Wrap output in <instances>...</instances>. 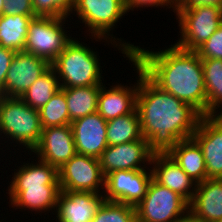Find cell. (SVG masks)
Returning <instances> with one entry per match:
<instances>
[{
  "label": "cell",
  "instance_id": "6da1fadb",
  "mask_svg": "<svg viewBox=\"0 0 222 222\" xmlns=\"http://www.w3.org/2000/svg\"><path fill=\"white\" fill-rule=\"evenodd\" d=\"M136 109L153 154H167L178 141L192 138L203 116L191 104L162 90L140 67Z\"/></svg>",
  "mask_w": 222,
  "mask_h": 222
},
{
  "label": "cell",
  "instance_id": "7a4b0ae2",
  "mask_svg": "<svg viewBox=\"0 0 222 222\" xmlns=\"http://www.w3.org/2000/svg\"><path fill=\"white\" fill-rule=\"evenodd\" d=\"M170 45L157 49L159 51L146 50L139 45L130 58L162 90L206 116L207 94L201 58L196 51Z\"/></svg>",
  "mask_w": 222,
  "mask_h": 222
},
{
  "label": "cell",
  "instance_id": "3957f363",
  "mask_svg": "<svg viewBox=\"0 0 222 222\" xmlns=\"http://www.w3.org/2000/svg\"><path fill=\"white\" fill-rule=\"evenodd\" d=\"M32 160L31 163L23 162L17 166L18 169L14 168L12 180L10 179L6 190L11 204L9 207L12 206L13 210L15 207V210H30L35 215L44 212L47 215L50 210H54V215L61 192L58 169L37 157L35 162Z\"/></svg>",
  "mask_w": 222,
  "mask_h": 222
},
{
  "label": "cell",
  "instance_id": "277c9868",
  "mask_svg": "<svg viewBox=\"0 0 222 222\" xmlns=\"http://www.w3.org/2000/svg\"><path fill=\"white\" fill-rule=\"evenodd\" d=\"M71 14L84 24L87 28L84 34H89L90 39H95V42L103 40L102 43L107 42L106 44L116 47L124 54V58L128 59L137 50L138 45L111 34L127 14L124 0H74Z\"/></svg>",
  "mask_w": 222,
  "mask_h": 222
},
{
  "label": "cell",
  "instance_id": "5b68a950",
  "mask_svg": "<svg viewBox=\"0 0 222 222\" xmlns=\"http://www.w3.org/2000/svg\"><path fill=\"white\" fill-rule=\"evenodd\" d=\"M98 52L78 38L66 45L64 51L51 63L60 87L102 85L104 76Z\"/></svg>",
  "mask_w": 222,
  "mask_h": 222
},
{
  "label": "cell",
  "instance_id": "8992f818",
  "mask_svg": "<svg viewBox=\"0 0 222 222\" xmlns=\"http://www.w3.org/2000/svg\"><path fill=\"white\" fill-rule=\"evenodd\" d=\"M41 133L38 110L30 107L20 97H0V139L5 137V140L1 141L8 142L6 147L10 143L8 147L15 143L13 147L21 146L22 149H26L24 152L28 151L31 156V151L38 144Z\"/></svg>",
  "mask_w": 222,
  "mask_h": 222
},
{
  "label": "cell",
  "instance_id": "52a82bcc",
  "mask_svg": "<svg viewBox=\"0 0 222 222\" xmlns=\"http://www.w3.org/2000/svg\"><path fill=\"white\" fill-rule=\"evenodd\" d=\"M181 49L196 51L222 24V8L215 5H199L191 8H176Z\"/></svg>",
  "mask_w": 222,
  "mask_h": 222
},
{
  "label": "cell",
  "instance_id": "ba28073f",
  "mask_svg": "<svg viewBox=\"0 0 222 222\" xmlns=\"http://www.w3.org/2000/svg\"><path fill=\"white\" fill-rule=\"evenodd\" d=\"M68 18L71 21L70 17L33 18L28 27L24 51L43 58L51 64L73 38L66 30L69 27L64 25L68 23Z\"/></svg>",
  "mask_w": 222,
  "mask_h": 222
},
{
  "label": "cell",
  "instance_id": "9c48e42d",
  "mask_svg": "<svg viewBox=\"0 0 222 222\" xmlns=\"http://www.w3.org/2000/svg\"><path fill=\"white\" fill-rule=\"evenodd\" d=\"M135 208L136 217L142 222H181L189 215V203L153 178Z\"/></svg>",
  "mask_w": 222,
  "mask_h": 222
},
{
  "label": "cell",
  "instance_id": "30bf717a",
  "mask_svg": "<svg viewBox=\"0 0 222 222\" xmlns=\"http://www.w3.org/2000/svg\"><path fill=\"white\" fill-rule=\"evenodd\" d=\"M105 177L98 158L76 153L58 169L62 191L103 194Z\"/></svg>",
  "mask_w": 222,
  "mask_h": 222
},
{
  "label": "cell",
  "instance_id": "8fae6325",
  "mask_svg": "<svg viewBox=\"0 0 222 222\" xmlns=\"http://www.w3.org/2000/svg\"><path fill=\"white\" fill-rule=\"evenodd\" d=\"M153 178L151 166L142 170H116L105 176V201L136 207L147 193Z\"/></svg>",
  "mask_w": 222,
  "mask_h": 222
},
{
  "label": "cell",
  "instance_id": "7c38bea8",
  "mask_svg": "<svg viewBox=\"0 0 222 222\" xmlns=\"http://www.w3.org/2000/svg\"><path fill=\"white\" fill-rule=\"evenodd\" d=\"M153 153L146 139L107 146L98 158L104 175L116 170H142L151 166Z\"/></svg>",
  "mask_w": 222,
  "mask_h": 222
},
{
  "label": "cell",
  "instance_id": "4fadbf2b",
  "mask_svg": "<svg viewBox=\"0 0 222 222\" xmlns=\"http://www.w3.org/2000/svg\"><path fill=\"white\" fill-rule=\"evenodd\" d=\"M50 67L47 60L34 54L16 52L5 79L4 96L21 97Z\"/></svg>",
  "mask_w": 222,
  "mask_h": 222
},
{
  "label": "cell",
  "instance_id": "5bb4252c",
  "mask_svg": "<svg viewBox=\"0 0 222 222\" xmlns=\"http://www.w3.org/2000/svg\"><path fill=\"white\" fill-rule=\"evenodd\" d=\"M192 138L202 149L207 178L222 179V115L202 116Z\"/></svg>",
  "mask_w": 222,
  "mask_h": 222
},
{
  "label": "cell",
  "instance_id": "9a60e30c",
  "mask_svg": "<svg viewBox=\"0 0 222 222\" xmlns=\"http://www.w3.org/2000/svg\"><path fill=\"white\" fill-rule=\"evenodd\" d=\"M31 153L32 158L36 155L37 159L59 169L77 153L71 125L42 129L40 140Z\"/></svg>",
  "mask_w": 222,
  "mask_h": 222
},
{
  "label": "cell",
  "instance_id": "2e32d148",
  "mask_svg": "<svg viewBox=\"0 0 222 222\" xmlns=\"http://www.w3.org/2000/svg\"><path fill=\"white\" fill-rule=\"evenodd\" d=\"M126 60H129L134 66L133 68H136L133 69V71H136L137 82L130 84V86L124 83H122L123 85L121 83H116V85H109L111 88L102 84L98 96L97 112L106 121L127 115L136 109L139 87V66L130 57Z\"/></svg>",
  "mask_w": 222,
  "mask_h": 222
},
{
  "label": "cell",
  "instance_id": "e0dca14e",
  "mask_svg": "<svg viewBox=\"0 0 222 222\" xmlns=\"http://www.w3.org/2000/svg\"><path fill=\"white\" fill-rule=\"evenodd\" d=\"M76 152L99 158L108 146L107 121L98 113H92L71 122Z\"/></svg>",
  "mask_w": 222,
  "mask_h": 222
},
{
  "label": "cell",
  "instance_id": "ac0fdd59",
  "mask_svg": "<svg viewBox=\"0 0 222 222\" xmlns=\"http://www.w3.org/2000/svg\"><path fill=\"white\" fill-rule=\"evenodd\" d=\"M104 201L103 194L61 190L54 214L55 221L91 222Z\"/></svg>",
  "mask_w": 222,
  "mask_h": 222
},
{
  "label": "cell",
  "instance_id": "d6986e66",
  "mask_svg": "<svg viewBox=\"0 0 222 222\" xmlns=\"http://www.w3.org/2000/svg\"><path fill=\"white\" fill-rule=\"evenodd\" d=\"M153 179L191 202L197 183L167 154H153L151 158Z\"/></svg>",
  "mask_w": 222,
  "mask_h": 222
},
{
  "label": "cell",
  "instance_id": "ffe728a7",
  "mask_svg": "<svg viewBox=\"0 0 222 222\" xmlns=\"http://www.w3.org/2000/svg\"><path fill=\"white\" fill-rule=\"evenodd\" d=\"M189 215L200 222L222 220V179L207 178L197 184Z\"/></svg>",
  "mask_w": 222,
  "mask_h": 222
},
{
  "label": "cell",
  "instance_id": "44dd1931",
  "mask_svg": "<svg viewBox=\"0 0 222 222\" xmlns=\"http://www.w3.org/2000/svg\"><path fill=\"white\" fill-rule=\"evenodd\" d=\"M168 154L197 184L207 179L202 149L193 138L178 141Z\"/></svg>",
  "mask_w": 222,
  "mask_h": 222
},
{
  "label": "cell",
  "instance_id": "7402d4cb",
  "mask_svg": "<svg viewBox=\"0 0 222 222\" xmlns=\"http://www.w3.org/2000/svg\"><path fill=\"white\" fill-rule=\"evenodd\" d=\"M102 85L61 87L65 93L70 122L97 112L98 96Z\"/></svg>",
  "mask_w": 222,
  "mask_h": 222
},
{
  "label": "cell",
  "instance_id": "603a6c76",
  "mask_svg": "<svg viewBox=\"0 0 222 222\" xmlns=\"http://www.w3.org/2000/svg\"><path fill=\"white\" fill-rule=\"evenodd\" d=\"M37 16L1 15L0 46L14 52L24 51L28 27Z\"/></svg>",
  "mask_w": 222,
  "mask_h": 222
},
{
  "label": "cell",
  "instance_id": "cb8c5ba5",
  "mask_svg": "<svg viewBox=\"0 0 222 222\" xmlns=\"http://www.w3.org/2000/svg\"><path fill=\"white\" fill-rule=\"evenodd\" d=\"M207 94V115H222V59H201Z\"/></svg>",
  "mask_w": 222,
  "mask_h": 222
},
{
  "label": "cell",
  "instance_id": "d4e9b609",
  "mask_svg": "<svg viewBox=\"0 0 222 222\" xmlns=\"http://www.w3.org/2000/svg\"><path fill=\"white\" fill-rule=\"evenodd\" d=\"M145 139L137 109L133 112L107 121V142L109 146Z\"/></svg>",
  "mask_w": 222,
  "mask_h": 222
},
{
  "label": "cell",
  "instance_id": "484cf974",
  "mask_svg": "<svg viewBox=\"0 0 222 222\" xmlns=\"http://www.w3.org/2000/svg\"><path fill=\"white\" fill-rule=\"evenodd\" d=\"M60 88L59 79L54 69L50 67L20 98L33 109L39 110Z\"/></svg>",
  "mask_w": 222,
  "mask_h": 222
},
{
  "label": "cell",
  "instance_id": "4316f807",
  "mask_svg": "<svg viewBox=\"0 0 222 222\" xmlns=\"http://www.w3.org/2000/svg\"><path fill=\"white\" fill-rule=\"evenodd\" d=\"M38 112L42 129L71 124L65 93L61 89Z\"/></svg>",
  "mask_w": 222,
  "mask_h": 222
},
{
  "label": "cell",
  "instance_id": "83f0119b",
  "mask_svg": "<svg viewBox=\"0 0 222 222\" xmlns=\"http://www.w3.org/2000/svg\"><path fill=\"white\" fill-rule=\"evenodd\" d=\"M136 208L128 204L104 201L91 222H132Z\"/></svg>",
  "mask_w": 222,
  "mask_h": 222
},
{
  "label": "cell",
  "instance_id": "f1b7e54d",
  "mask_svg": "<svg viewBox=\"0 0 222 222\" xmlns=\"http://www.w3.org/2000/svg\"><path fill=\"white\" fill-rule=\"evenodd\" d=\"M36 16L69 17L74 0H32Z\"/></svg>",
  "mask_w": 222,
  "mask_h": 222
},
{
  "label": "cell",
  "instance_id": "f546056e",
  "mask_svg": "<svg viewBox=\"0 0 222 222\" xmlns=\"http://www.w3.org/2000/svg\"><path fill=\"white\" fill-rule=\"evenodd\" d=\"M196 52L201 59H222V24Z\"/></svg>",
  "mask_w": 222,
  "mask_h": 222
},
{
  "label": "cell",
  "instance_id": "4dcf8cb0",
  "mask_svg": "<svg viewBox=\"0 0 222 222\" xmlns=\"http://www.w3.org/2000/svg\"><path fill=\"white\" fill-rule=\"evenodd\" d=\"M125 3V9L126 12L129 14V12L134 11L133 9L137 10L138 8H153L156 7L159 9V7L170 9L176 14V7H177V0H124ZM166 6V7H165ZM131 10V11H130Z\"/></svg>",
  "mask_w": 222,
  "mask_h": 222
},
{
  "label": "cell",
  "instance_id": "1f68e13d",
  "mask_svg": "<svg viewBox=\"0 0 222 222\" xmlns=\"http://www.w3.org/2000/svg\"><path fill=\"white\" fill-rule=\"evenodd\" d=\"M2 15L36 16L32 0H5Z\"/></svg>",
  "mask_w": 222,
  "mask_h": 222
},
{
  "label": "cell",
  "instance_id": "d6a6232c",
  "mask_svg": "<svg viewBox=\"0 0 222 222\" xmlns=\"http://www.w3.org/2000/svg\"><path fill=\"white\" fill-rule=\"evenodd\" d=\"M15 53L0 46V97L4 96L5 79Z\"/></svg>",
  "mask_w": 222,
  "mask_h": 222
},
{
  "label": "cell",
  "instance_id": "836d02e7",
  "mask_svg": "<svg viewBox=\"0 0 222 222\" xmlns=\"http://www.w3.org/2000/svg\"><path fill=\"white\" fill-rule=\"evenodd\" d=\"M199 5H215L222 8V0H177L176 8H191Z\"/></svg>",
  "mask_w": 222,
  "mask_h": 222
},
{
  "label": "cell",
  "instance_id": "e575fe53",
  "mask_svg": "<svg viewBox=\"0 0 222 222\" xmlns=\"http://www.w3.org/2000/svg\"><path fill=\"white\" fill-rule=\"evenodd\" d=\"M181 222H200L195 220L193 217H191L190 215H188L186 218H184Z\"/></svg>",
  "mask_w": 222,
  "mask_h": 222
},
{
  "label": "cell",
  "instance_id": "d590c367",
  "mask_svg": "<svg viewBox=\"0 0 222 222\" xmlns=\"http://www.w3.org/2000/svg\"><path fill=\"white\" fill-rule=\"evenodd\" d=\"M5 0H0V16L3 14V5Z\"/></svg>",
  "mask_w": 222,
  "mask_h": 222
},
{
  "label": "cell",
  "instance_id": "8d00e7d4",
  "mask_svg": "<svg viewBox=\"0 0 222 222\" xmlns=\"http://www.w3.org/2000/svg\"><path fill=\"white\" fill-rule=\"evenodd\" d=\"M132 222H142V221L139 220L137 217H135V219Z\"/></svg>",
  "mask_w": 222,
  "mask_h": 222
}]
</instances>
